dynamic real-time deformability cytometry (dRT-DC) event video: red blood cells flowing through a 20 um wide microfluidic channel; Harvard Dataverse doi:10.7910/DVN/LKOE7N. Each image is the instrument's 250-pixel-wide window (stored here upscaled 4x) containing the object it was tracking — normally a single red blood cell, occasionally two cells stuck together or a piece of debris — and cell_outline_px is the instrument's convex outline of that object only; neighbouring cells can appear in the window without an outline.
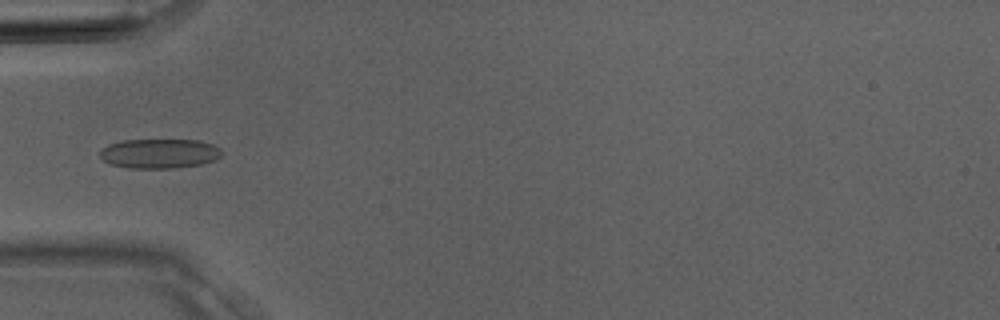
{"species": "Egyptian fruit bat (a non-hibernating species)", "species_latin": "Rousettus aegyptiacus", "temperature_condition": "room temperature", "stored_images_in_passage": 34, "camera_frame_rate_fps": 3000, "um_per_image_px": 0.085, "animal": {"sex": "male"}, "frame": {"image": 1, "passage_image": 10, "time_ms": 3.0, "image_size_px": [1000, 320], "cell_outline_px": [[220, 156], [216, 160], [200, 164], [180, 168], [128, 168], [108, 164], [100, 156], [100, 148], [108, 144], [124, 140], [200, 140], [212, 144], [220, 148]], "centroid_in_image_um": [13.53, 13.05], "position_along_channel_um": 71.5, "area_um2": 21.15}}
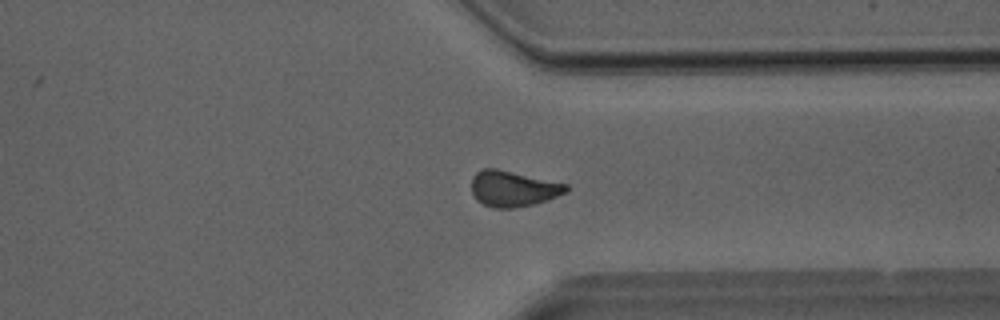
{"frame": {"image": 2, "passage_image": 26, "time_ms": 8.333, "image_size_px": [1000, 320], "cell_outline_px": [[568, 192], [548, 200], [532, 204], [512, 208], [492, 208], [476, 200], [472, 192], [472, 176], [480, 168], [496, 168], [568, 184]], "centroid_in_image_um": [43.6, 16.03], "position_along_channel_um": 367.8, "area_um2": 19.83}}
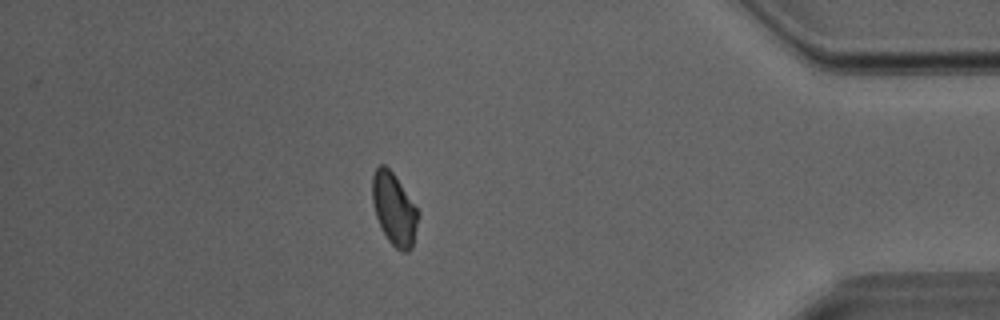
{"frame": {"image": 3, "passage_image": 30, "time_ms": 9.667, "image_size_px": [1000, 320], "cell_outline_px": [[420, 212], [412, 248], [408, 252], [404, 252], [396, 248], [388, 240], [376, 216], [372, 204], [372, 176], [376, 168], [380, 164], [384, 164], [392, 172]], "centroid_in_image_um": [33.5, 17.77], "position_along_channel_um": 401.7, "area_um2": 19.13}}